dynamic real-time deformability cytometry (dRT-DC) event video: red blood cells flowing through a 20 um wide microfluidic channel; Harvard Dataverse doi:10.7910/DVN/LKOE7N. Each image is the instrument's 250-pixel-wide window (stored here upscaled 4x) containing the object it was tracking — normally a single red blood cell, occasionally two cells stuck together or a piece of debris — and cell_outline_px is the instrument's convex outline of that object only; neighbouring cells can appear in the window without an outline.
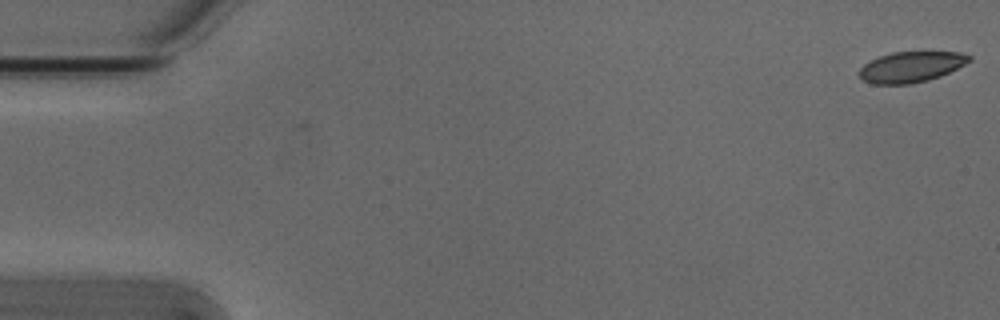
{"species": "Egyptian fruit bat (a non-hibernating species)", "species_latin": "Rousettus aegyptiacus", "temperature_condition": "cold", "stored_images_in_passage": 6, "camera_frame_rate_fps": 3000, "um_per_image_px": 0.085, "animal": {"sex": "male"}, "frame": {"image": 1, "passage_image": 1, "time_ms": 0.0, "image_size_px": [1000, 320], "cell_outline_px": [[972, 60], [940, 76], [928, 80], [912, 84], [872, 84], [864, 80], [860, 76], [860, 68], [864, 64], [880, 56], [892, 52], [960, 52], [972, 56]], "centroid_in_image_um": [77.45, 5.69], "position_along_channel_um": 7.5, "area_um2": 19.48}}
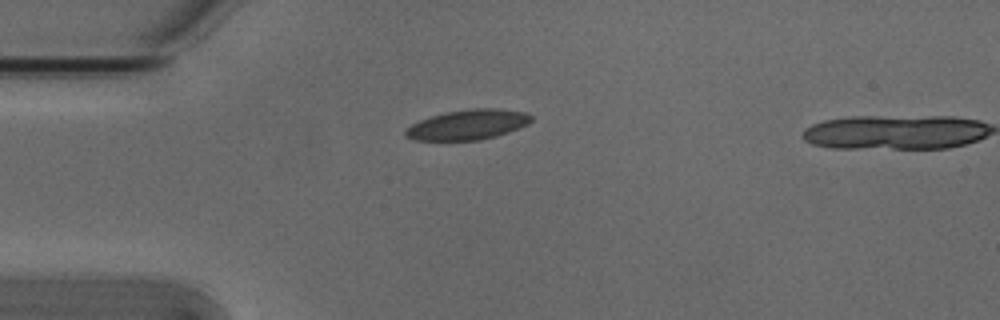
{"frame": {"image": 2, "passage_image": 4, "time_ms": 1.0, "image_size_px": [1000, 320], "cell_outline_px": [[532, 120], [528, 124], [520, 128], [496, 136], [480, 140], [412, 140], [404, 136], [404, 132], [412, 124], [420, 120], [444, 112], [472, 108], [496, 108], [524, 112], [532, 116]], "centroid_in_image_um": [39.77, 10.6], "position_along_channel_um": 45.2, "area_um2": 22.02}}
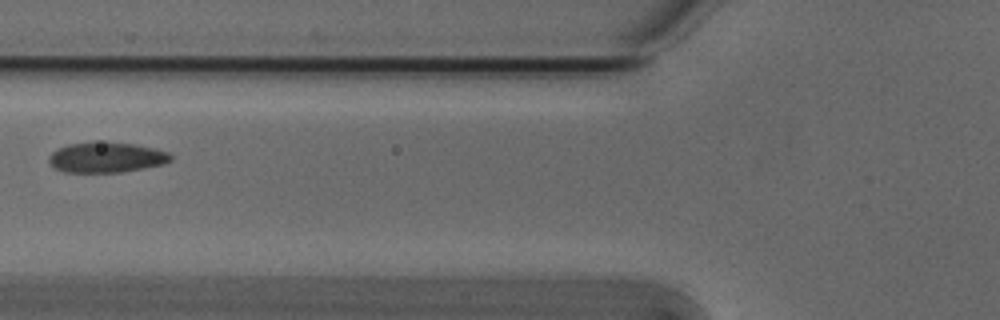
{"frame": {"image": 3, "passage_image": 6, "time_ms": 1.667, "image_size_px": [1000, 320], "cell_outline_px": [[172, 160], [164, 164], [144, 168], [120, 172], [64, 172], [56, 168], [48, 160], [48, 156], [52, 152], [68, 144], [92, 140], [136, 144], [168, 152], [172, 156]], "centroid_in_image_um": [9.04, 13.36], "position_along_channel_um": 116.8, "area_um2": 21.73}}